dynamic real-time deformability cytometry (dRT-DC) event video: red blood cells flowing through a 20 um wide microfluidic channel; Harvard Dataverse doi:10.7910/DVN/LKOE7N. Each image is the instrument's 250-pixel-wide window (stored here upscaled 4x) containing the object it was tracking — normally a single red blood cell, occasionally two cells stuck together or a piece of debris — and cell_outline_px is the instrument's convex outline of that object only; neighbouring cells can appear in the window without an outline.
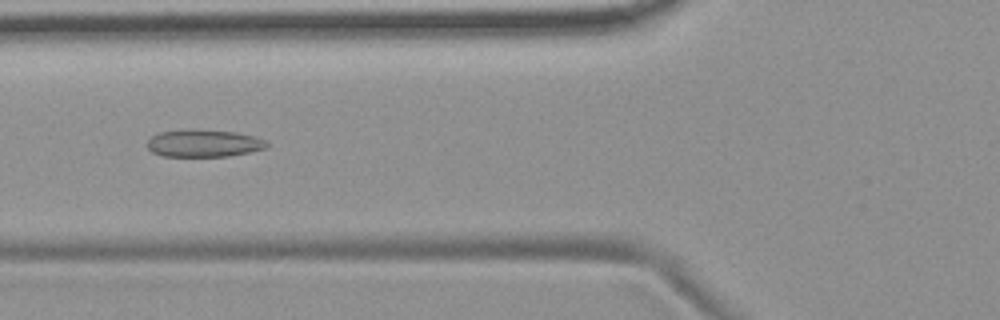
{"species": "common noctule bat (a hibernating species)", "species_latin": "Nyctalus noctula", "temperature_condition": "room temperature", "stored_images_in_passage": 8, "camera_frame_rate_fps": 3000, "um_per_image_px": 0.085, "animal": {"sex": "female", "body_mass_g": 19.9}, "frame": {"image": 1, "passage_image": 6, "time_ms": 5.667, "image_size_px": [1000, 320], "cell_outline_px": [[268, 148], [228, 156], [160, 156], [152, 152], [148, 148], [148, 140], [152, 136], [160, 132], [236, 132], [252, 136], [264, 140], [268, 144]], "centroid_in_image_um": [17.33, 12.23], "position_along_channel_um": 108.5, "area_um2": 18.03}}
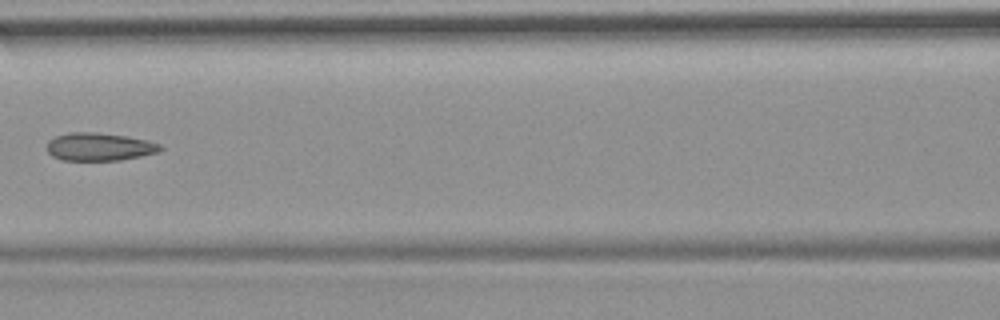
{"frame": {"image": 2, "passage_image": 7, "time_ms": 7.0, "image_size_px": [1000, 320], "cell_outline_px": [[164, 148], [160, 152], [120, 160], [60, 160], [52, 156], [48, 152], [48, 140], [56, 136], [68, 132], [96, 132], [128, 136], [148, 140], [160, 144]], "centroid_in_image_um": [8.47, 12.47], "position_along_channel_um": 158.1, "area_um2": 18.61}}
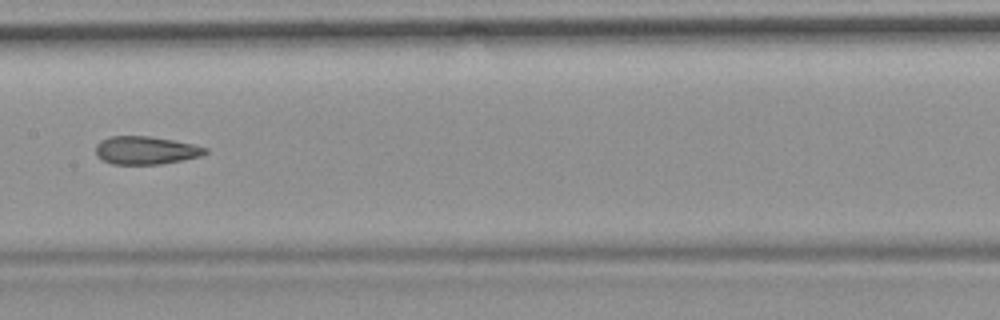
{"frame": {"image": 3, "passage_image": 8, "time_ms": 8.0, "image_size_px": [1000, 320], "cell_outline_px": [[208, 152], [200, 156], [160, 164], [112, 164], [96, 156], [96, 144], [100, 140], [108, 136], [148, 136], [172, 140], [192, 144], [208, 148]], "centroid_in_image_um": [12.35, 12.77], "position_along_channel_um": 195.0, "area_um2": 17.8}}